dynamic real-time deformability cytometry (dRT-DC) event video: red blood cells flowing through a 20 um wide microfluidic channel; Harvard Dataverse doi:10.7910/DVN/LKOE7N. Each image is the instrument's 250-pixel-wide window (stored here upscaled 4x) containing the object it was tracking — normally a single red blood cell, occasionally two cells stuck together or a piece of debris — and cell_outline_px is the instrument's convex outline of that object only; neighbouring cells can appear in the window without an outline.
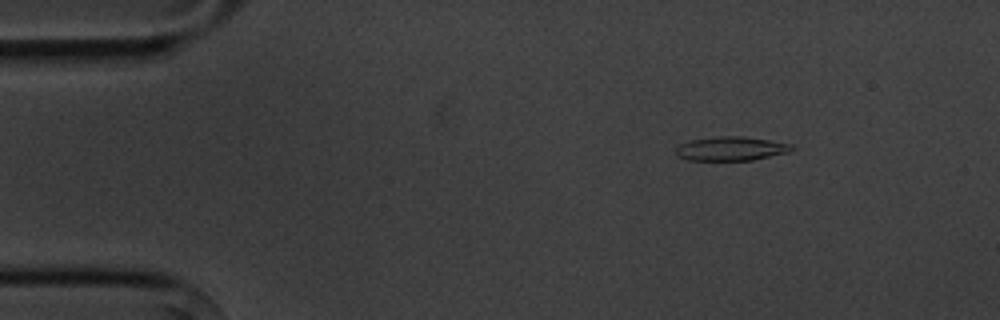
{"species": "common noctule bat (a hibernating species)", "species_latin": "Nyctalus noctula", "temperature_condition": "cold", "stored_images_in_passage": 5, "camera_frame_rate_fps": 3000, "um_per_image_px": 0.085, "animal": {"sex": "male", "body_mass_g": 20.1, "forearm_length_mm": 53.5}, "frame": {"image": 1, "passage_image": 2, "time_ms": 2.0, "image_size_px": [1000, 320], "cell_outline_px": [[796, 148], [788, 152], [752, 160], [688, 160], [676, 156], [676, 148], [680, 144], [692, 140], [720, 136], [740, 136], [768, 140], [792, 144]], "centroid_in_image_um": [62.13, 12.64], "position_along_channel_um": 22.9, "area_um2": 16.07}}